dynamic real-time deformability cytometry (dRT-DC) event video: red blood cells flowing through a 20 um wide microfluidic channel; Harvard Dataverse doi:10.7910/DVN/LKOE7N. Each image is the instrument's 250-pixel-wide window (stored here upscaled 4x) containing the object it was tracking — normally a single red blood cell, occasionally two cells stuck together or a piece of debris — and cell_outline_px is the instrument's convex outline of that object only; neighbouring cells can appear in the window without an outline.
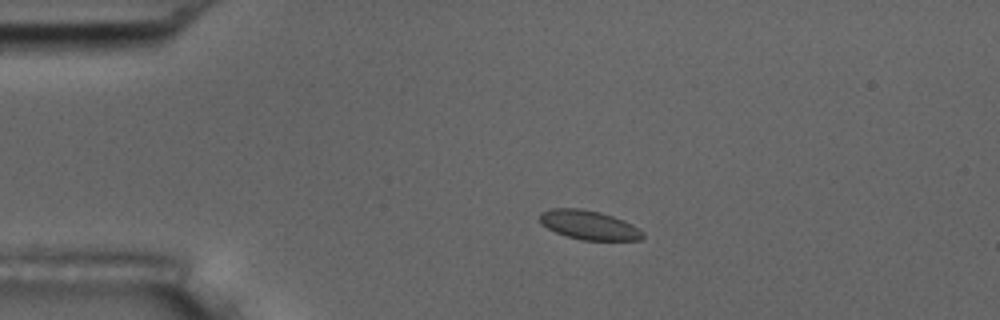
{"species": "common noctule bat (a hibernating species)", "species_latin": "Nyctalus noctula", "temperature_condition": "room temperature", "stored_images_in_passage": 6, "camera_frame_rate_fps": 3000, "um_per_image_px": 0.085, "animal": {"sex": "male", "body_mass_g": 17.5, "forearm_length_mm": 52.3}, "frame": {"image": 1, "passage_image": 4, "time_ms": 3.333, "image_size_px": [1000, 320], "cell_outline_px": [[644, 236], [640, 240], [580, 240], [556, 232], [540, 224], [540, 212], [552, 208], [580, 208], [600, 212], [624, 220], [640, 228], [644, 232]], "centroid_in_image_um": [50.07, 19.12], "position_along_channel_um": 34.9, "area_um2": 17.57}}
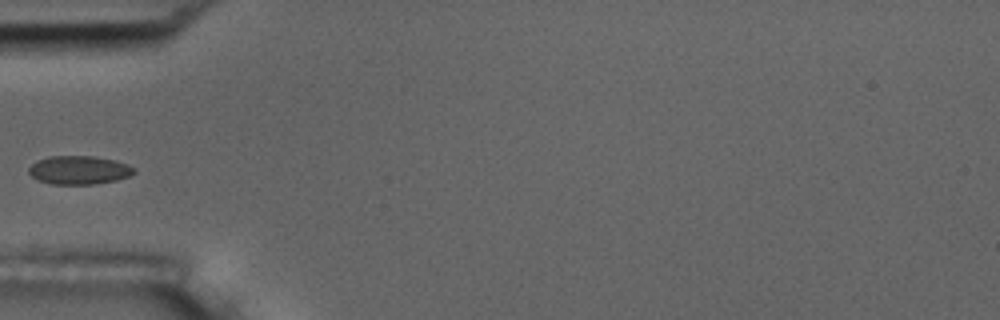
{"frame": {"image": 2, "passage_image": 6, "time_ms": 5.667, "image_size_px": [1000, 320], "cell_outline_px": [[136, 172], [128, 176], [116, 180], [96, 184], [52, 184], [40, 180], [32, 176], [28, 172], [28, 168], [36, 160], [48, 156], [96, 156], [116, 160], [128, 164], [136, 168]], "centroid_in_image_um": [6.74, 14.44], "position_along_channel_um": 78.3, "area_um2": 17.63}}